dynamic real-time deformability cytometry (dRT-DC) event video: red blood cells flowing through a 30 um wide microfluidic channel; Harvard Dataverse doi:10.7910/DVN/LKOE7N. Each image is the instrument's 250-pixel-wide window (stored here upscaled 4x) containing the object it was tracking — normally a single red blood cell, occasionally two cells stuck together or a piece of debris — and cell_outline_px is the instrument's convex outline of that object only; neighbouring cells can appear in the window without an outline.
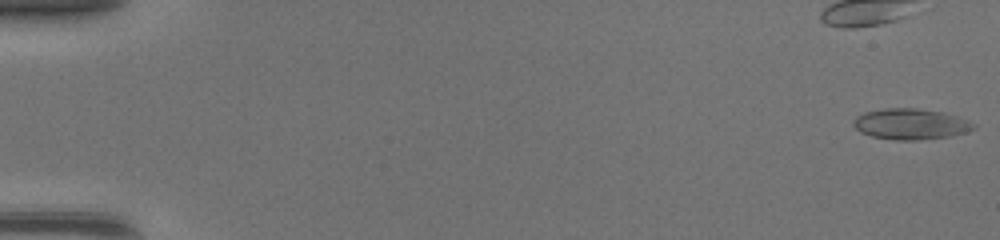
{"species": "common noctule bat (a hibernating species)", "species_latin": "Nyctalus noctula", "temperature_condition": "warm", "stored_images_in_passage": 17, "camera_frame_rate_fps": 3000, "um_per_image_px": 0.085, "animal": {"sex": "female", "body_mass_g": 17.0, "forearm_length_mm": 48.0}, "frame": {"image": 1, "passage_image": 1, "time_ms": 0.0, "image_size_px": [1000, 240], "cell_outline_px": [[976, 124], [972, 128], [964, 132], [948, 136], [912, 140], [900, 140], [872, 136], [860, 132], [852, 124], [852, 120], [856, 116], [864, 112], [888, 108], [916, 108], [940, 112], [956, 116], [968, 120]], "centroid_in_image_um": [77.34, 10.53], "position_along_channel_um": 7.7, "area_um2": 21.15}}